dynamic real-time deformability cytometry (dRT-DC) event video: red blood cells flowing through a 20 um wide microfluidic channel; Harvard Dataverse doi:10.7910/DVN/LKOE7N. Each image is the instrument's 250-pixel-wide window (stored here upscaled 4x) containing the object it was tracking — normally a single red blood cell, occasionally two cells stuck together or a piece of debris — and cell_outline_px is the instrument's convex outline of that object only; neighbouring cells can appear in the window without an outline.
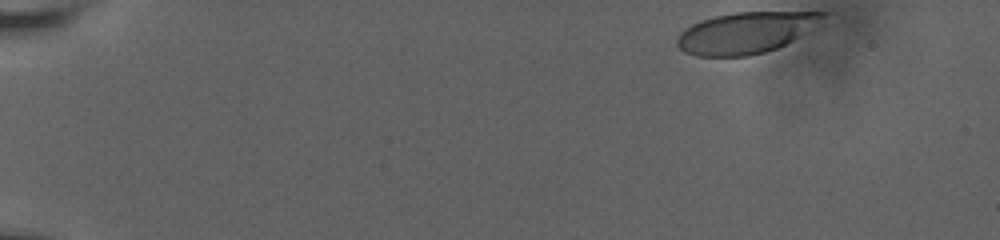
{"species": "human", "species_latin": "Homo sapiens", "temperature_condition": "room temperature", "stored_images_in_passage": 45, "camera_frame_rate_fps": 3000, "um_per_image_px": 0.085, "donor": {"sex": "male"}, "frame": {"image": 1, "passage_image": 1, "time_ms": 0.0, "image_size_px": [1000, 240], "cell_outline_px": [[828, 12], [792, 40], [776, 48], [764, 52], [748, 56], [696, 56], [684, 52], [676, 44], [676, 36], [684, 28], [700, 20], [732, 12]], "centroid_in_image_um": [63.22, 2.79], "position_along_channel_um": 21.8, "area_um2": 34.28}}
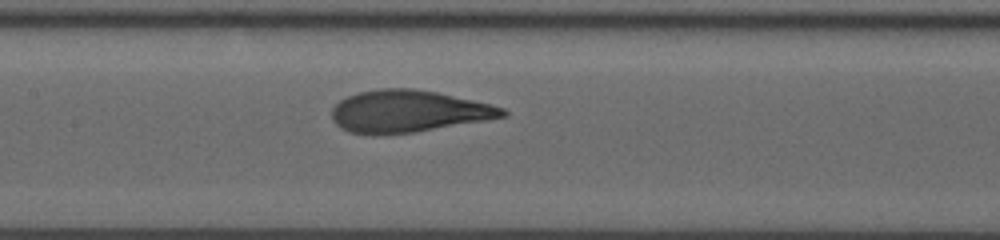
{"frame": {"image": 2, "passage_image": 25, "time_ms": 8.0, "image_size_px": [1000, 240], "cell_outline_px": [[508, 116], [412, 132], [348, 132], [340, 128], [332, 120], [332, 108], [340, 100], [356, 92], [380, 88], [412, 88], [436, 92], [472, 100], [504, 108], [508, 112]], "centroid_in_image_um": [34.68, 9.42], "position_along_channel_um": 172.7, "area_um2": 40.86}}
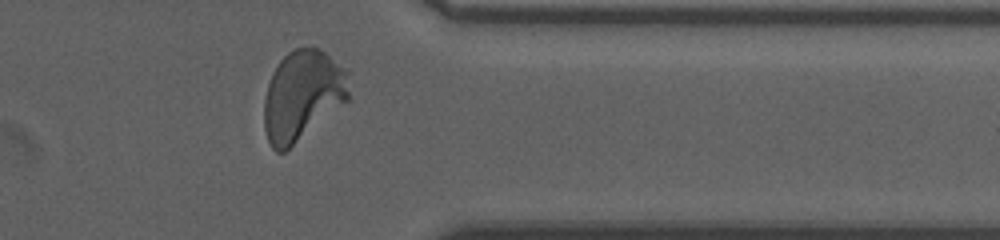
{"frame": {"image": 3, "passage_image": 43, "time_ms": 14.0, "image_size_px": [1000, 240], "cell_outline_px": [[352, 100], [284, 152], [276, 152], [272, 148], [268, 140], [264, 128], [264, 100], [268, 84], [272, 72], [280, 60], [288, 52], [296, 48], [308, 44], [312, 44], [320, 48], [348, 68]], "centroid_in_image_um": [25.79, 8.07], "position_along_channel_um": 385.6, "area_um2": 46.12}, "authors_computed_cell_mechanics": {"area_um2": 41.327, "velocity_mm_per_s": 3.6485, "shape_relaxation_time_tau1_ms": 3.7658, "shape_relaxation_time_tau2_ms": null, "deformation_change_tau1": 0.2025, "deformation_change_tau2": null}}